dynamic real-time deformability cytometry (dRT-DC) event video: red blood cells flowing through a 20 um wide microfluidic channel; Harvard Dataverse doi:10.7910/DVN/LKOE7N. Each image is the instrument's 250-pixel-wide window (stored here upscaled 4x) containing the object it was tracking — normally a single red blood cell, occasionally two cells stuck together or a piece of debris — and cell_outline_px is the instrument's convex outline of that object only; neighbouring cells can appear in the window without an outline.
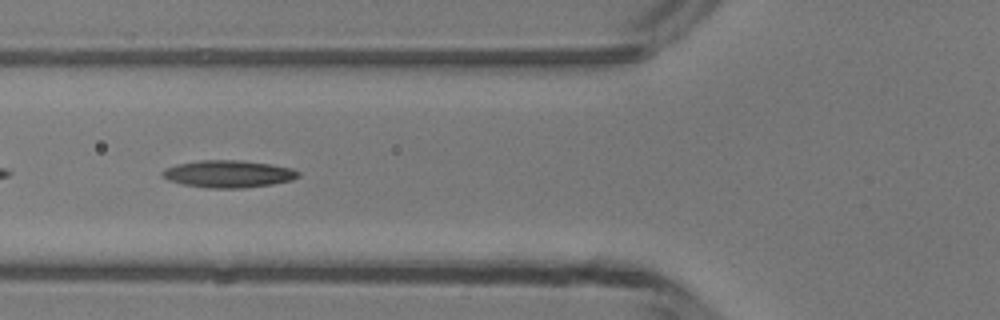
{"species": "common noctule bat (a hibernating species)", "species_latin": "Nyctalus noctula", "temperature_condition": "room temperature", "stored_images_in_passage": 49, "camera_frame_rate_fps": 3000, "um_per_image_px": 0.085, "animal": {"sex": "male", "body_mass_g": 13.3}, "frame": {"image": 1, "passage_image": 18, "time_ms": 5.667, "image_size_px": [1000, 320], "cell_outline_px": [[300, 176], [292, 180], [272, 184], [244, 188], [208, 188], [184, 184], [168, 180], [160, 172], [164, 168], [176, 164], [200, 160], [236, 160], [268, 164], [292, 168], [300, 172]], "centroid_in_image_um": [19.4, 14.78], "position_along_channel_um": 106.4, "area_um2": 21.5}}
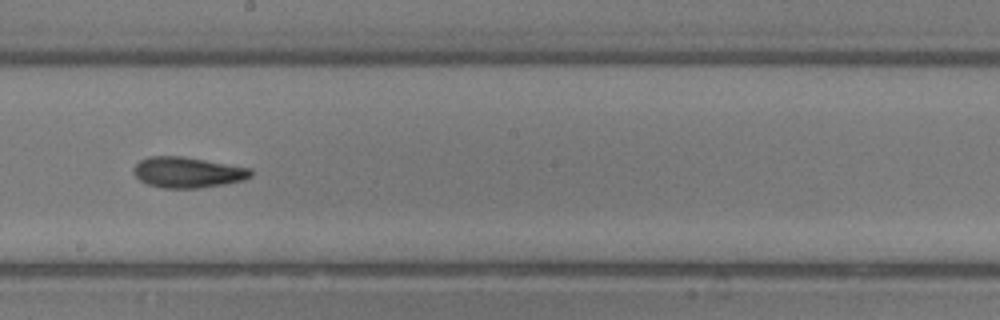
{"frame": {"image": 2, "passage_image": 27, "time_ms": 8.667, "image_size_px": [1000, 320], "cell_outline_px": [[252, 176], [244, 180], [224, 184], [200, 188], [160, 188], [148, 184], [140, 180], [132, 172], [132, 168], [140, 160], [148, 156], [184, 156], [252, 168]], "centroid_in_image_um": [15.95, 14.64], "position_along_channel_um": 232.3, "area_um2": 21.21}}
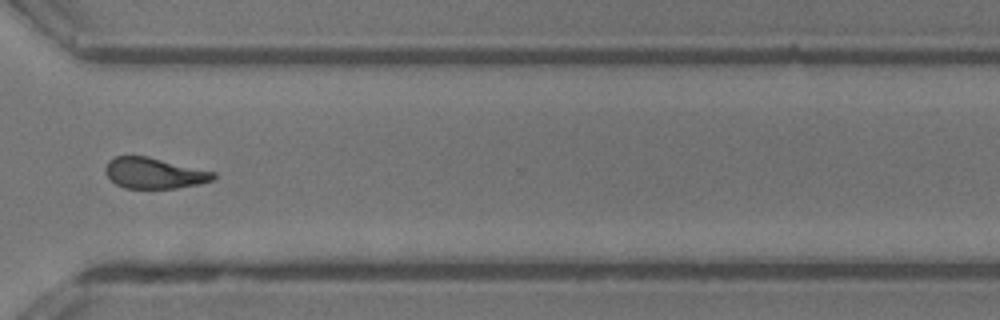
{"frame": {"image": 3, "passage_image": 36, "time_ms": 11.667, "image_size_px": [1000, 320], "cell_outline_px": [[216, 176], [212, 180], [200, 184], [176, 188], [124, 188], [116, 184], [104, 172], [104, 168], [108, 160], [116, 156], [148, 156], [216, 172]], "centroid_in_image_um": [13.1, 14.71], "position_along_channel_um": 357.5, "area_um2": 19.48}, "authors_computed_cell_mechanics": {"area_um2": 20.9236, "velocity_mm_per_s": 4.1943, "shape_relaxation_time_tau1_ms": 4.9076, "shape_relaxation_time_tau2_ms": 4.1599, "deformation_change_tau1": 0.1555, "deformation_change_tau2": 0.1377}}